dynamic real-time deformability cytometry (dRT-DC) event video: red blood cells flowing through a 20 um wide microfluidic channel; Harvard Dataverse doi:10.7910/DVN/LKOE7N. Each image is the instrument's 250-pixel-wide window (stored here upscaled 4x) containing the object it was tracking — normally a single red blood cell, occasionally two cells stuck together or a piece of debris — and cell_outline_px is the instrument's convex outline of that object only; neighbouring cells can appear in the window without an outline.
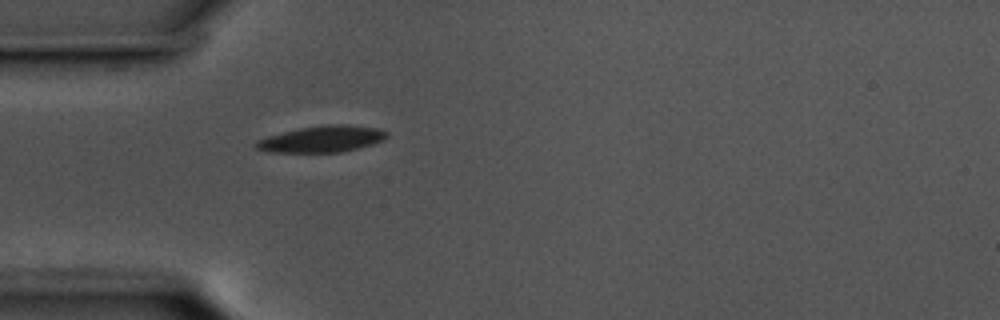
{"species": "common noctule bat (a hibernating species)", "species_latin": "Nyctalus noctula", "temperature_condition": "cold", "stored_images_in_passage": 36, "camera_frame_rate_fps": 3000, "um_per_image_px": 0.085, "animal": {"sex": "male", "body_mass_g": 17.5, "forearm_length_mm": 52.3}, "frame": {"image": 1, "passage_image": 1, "time_ms": 0.0, "image_size_px": [1000, 320], "cell_outline_px": [[380, 136], [372, 140], [340, 148], [272, 148], [264, 144], [268, 140], [300, 132], [320, 128], [340, 128], [376, 132]], "centroid_in_image_um": [27.44, 11.8], "position_along_channel_um": 57.6, "area_um2": 11.91}}
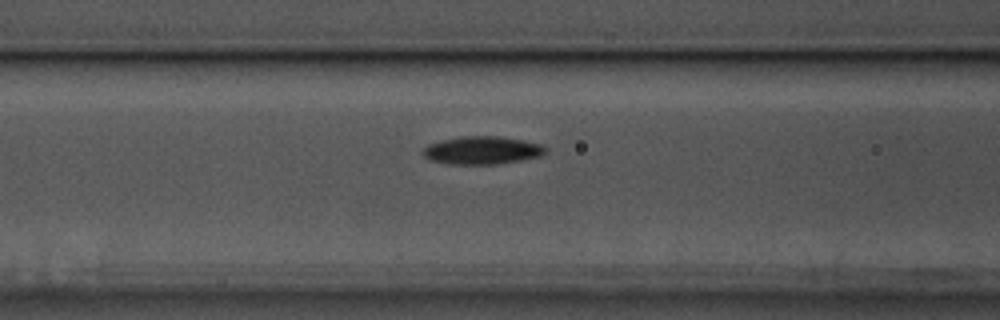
{"frame": {"image": 2, "passage_image": 7, "time_ms": 2.0, "image_size_px": [1000, 320], "cell_outline_px": [[536, 152], [520, 156], [496, 160], [460, 160], [436, 156], [428, 152], [432, 148], [444, 144], [464, 140], [500, 140], [524, 144], [536, 148]], "centroid_in_image_um": [40.96, 12.76], "position_along_channel_um": 125.6, "area_um2": 11.91}}
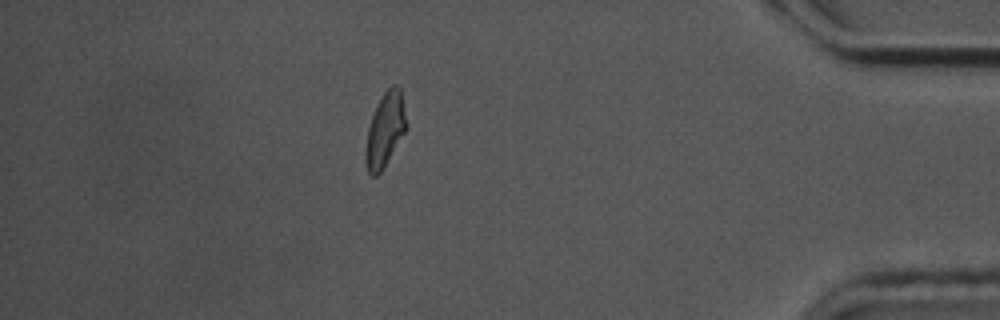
{"frame": {"image": 3, "passage_image": 34, "time_ms": 11.0, "image_size_px": [1000, 320], "cell_outline_px": [[404, 128], [380, 168], [368, 164], [368, 136], [372, 120], [376, 112], [400, 96], [404, 120]], "centroid_in_image_um": [32.71, 11.23], "position_along_channel_um": 402.5, "area_um2": 11.85}}